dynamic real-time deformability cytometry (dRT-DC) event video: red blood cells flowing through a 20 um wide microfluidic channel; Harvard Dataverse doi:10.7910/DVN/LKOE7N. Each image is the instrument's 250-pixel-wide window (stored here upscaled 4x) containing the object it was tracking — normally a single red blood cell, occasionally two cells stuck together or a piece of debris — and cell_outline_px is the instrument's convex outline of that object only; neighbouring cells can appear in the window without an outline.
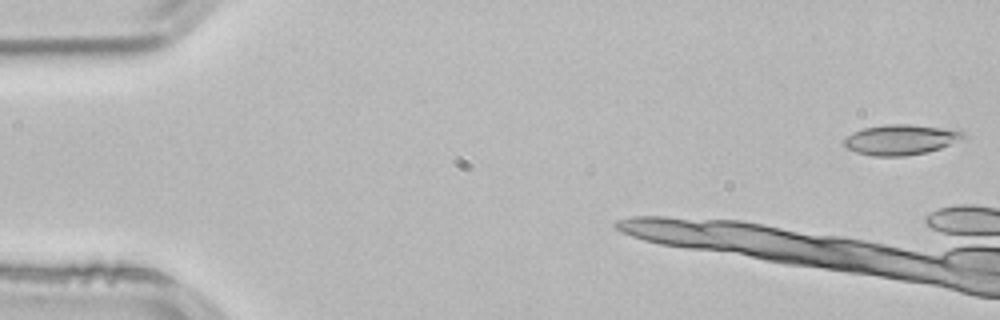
{"species": "common noctule bat (a hibernating species)", "species_latin": "Nyctalus noctula", "temperature_condition": "room temperature", "stored_images_in_passage": 4, "camera_frame_rate_fps": 3000, "um_per_image_px": 0.085, "animal": {"sex": "male", "body_mass_g": 21.5, "forearm_length_mm": 52.0}, "frame": {"image": 1, "passage_image": 1, "time_ms": 0.0, "image_size_px": [1000, 320], "cell_outline_px": [[968, 136], [940, 148], [928, 152], [904, 156], [872, 156], [856, 152], [848, 148], [844, 144], [844, 136], [852, 132], [864, 128], [888, 124], [908, 124], [940, 128], [964, 132]], "centroid_in_image_um": [76.52, 11.88], "position_along_channel_um": 8.5, "area_um2": 20.87}}